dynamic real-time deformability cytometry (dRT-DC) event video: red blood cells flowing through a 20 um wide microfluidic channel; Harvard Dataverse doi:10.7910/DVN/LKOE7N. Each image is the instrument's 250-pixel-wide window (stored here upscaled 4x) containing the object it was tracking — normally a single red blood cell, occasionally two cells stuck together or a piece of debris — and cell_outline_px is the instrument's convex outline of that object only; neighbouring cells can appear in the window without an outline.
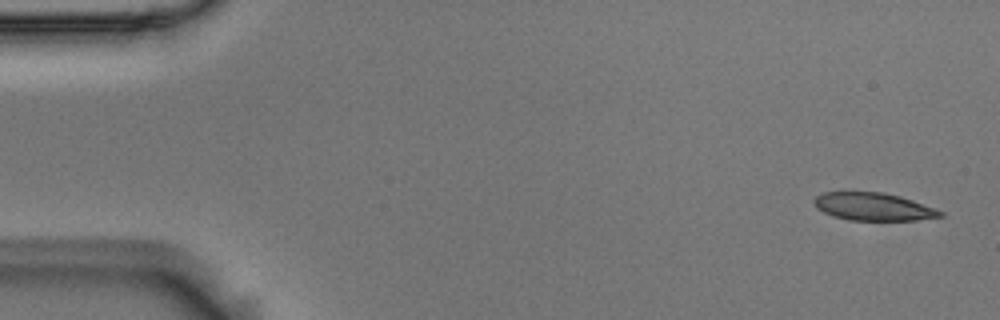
{"species": "Egyptian fruit bat (a non-hibernating species)", "species_latin": "Rousettus aegyptiacus", "temperature_condition": "room temperature", "stored_images_in_passage": 53, "camera_frame_rate_fps": 3000, "um_per_image_px": 0.085, "animal": {"sex": "male"}, "frame": {"image": 1, "passage_image": 1, "time_ms": 0.0, "image_size_px": [1000, 320], "cell_outline_px": [[944, 216], [916, 220], [848, 220], [832, 216], [816, 208], [812, 200], [816, 196], [824, 192], [884, 192], [900, 196], [936, 208], [944, 212]], "centroid_in_image_um": [74.23, 17.57], "position_along_channel_um": 10.8, "area_um2": 20.52}}
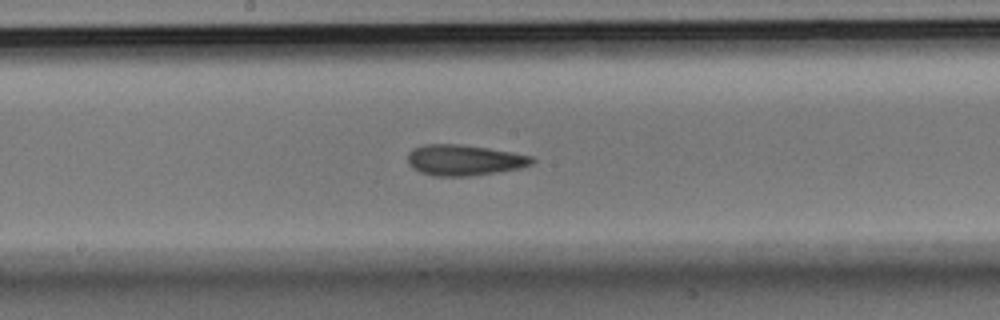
{"frame": {"image": 2, "passage_image": 27, "time_ms": 8.667, "image_size_px": [1000, 320], "cell_outline_px": [[536, 160], [532, 164], [520, 168], [472, 176], [432, 176], [420, 172], [412, 168], [408, 164], [408, 152], [412, 148], [424, 144], [460, 144], [488, 148], [512, 152], [532, 156]], "centroid_in_image_um": [39.43, 13.61], "position_along_channel_um": 208.8, "area_um2": 22.48}}
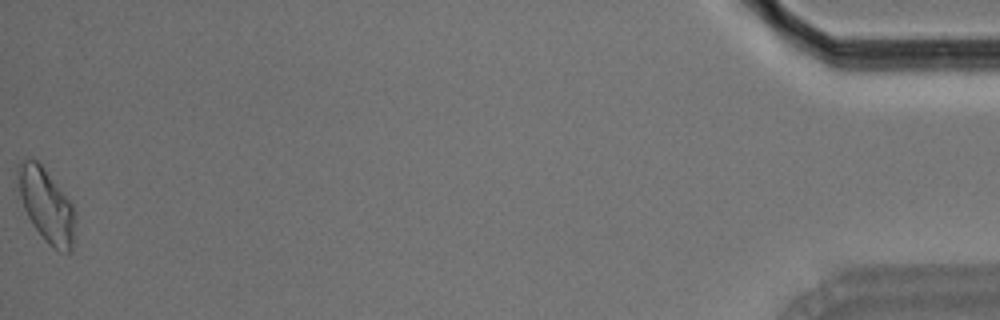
{"frame": {"image": 3, "passage_image": 53, "time_ms": 17.333, "image_size_px": [1000, 320], "cell_outline_px": [[76, 220], [72, 252], [60, 252], [52, 248], [44, 240], [32, 224], [24, 208], [20, 196], [16, 168], [24, 160], [32, 156], [44, 168], [72, 204], [76, 212]], "centroid_in_image_um": [3.96, 17.49], "position_along_channel_um": 431.2, "area_um2": 24.62}, "authors_computed_cell_mechanics": {"area_um2": 21.964, "velocity_mm_per_s": 3.6998, "shape_relaxation_time_tau1_ms": null, "shape_relaxation_time_tau2_ms": 2.8801, "deformation_change_tau1": null, "deformation_change_tau2": 0.0974}}